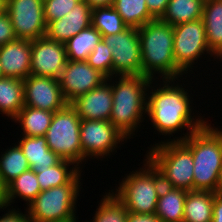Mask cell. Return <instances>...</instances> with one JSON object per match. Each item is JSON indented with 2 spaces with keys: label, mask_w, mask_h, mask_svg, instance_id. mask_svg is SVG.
<instances>
[{
  "label": "cell",
  "mask_w": 222,
  "mask_h": 222,
  "mask_svg": "<svg viewBox=\"0 0 222 222\" xmlns=\"http://www.w3.org/2000/svg\"><path fill=\"white\" fill-rule=\"evenodd\" d=\"M175 81L174 79H163V86L156 87L157 89L149 85L152 89L149 92L151 95H147L146 114L153 123V127L159 133H162L160 135L166 136L168 134L170 136L182 128L190 130L179 139H171V141H183L208 122L204 121L201 116H198L200 118H196V120L194 116H191L192 108L190 104L192 103L187 93L188 89L186 90L182 88V85L175 84Z\"/></svg>",
  "instance_id": "obj_1"
},
{
  "label": "cell",
  "mask_w": 222,
  "mask_h": 222,
  "mask_svg": "<svg viewBox=\"0 0 222 222\" xmlns=\"http://www.w3.org/2000/svg\"><path fill=\"white\" fill-rule=\"evenodd\" d=\"M138 35L141 46L142 75L152 80H155L153 74L156 73L162 75V80H179L178 78L184 75L174 60L173 26L160 19H154L140 27Z\"/></svg>",
  "instance_id": "obj_2"
},
{
  "label": "cell",
  "mask_w": 222,
  "mask_h": 222,
  "mask_svg": "<svg viewBox=\"0 0 222 222\" xmlns=\"http://www.w3.org/2000/svg\"><path fill=\"white\" fill-rule=\"evenodd\" d=\"M118 78L116 84L111 83L113 103L110 122L130 139L143 122V115L147 112L146 91L154 80L144 75H123Z\"/></svg>",
  "instance_id": "obj_3"
},
{
  "label": "cell",
  "mask_w": 222,
  "mask_h": 222,
  "mask_svg": "<svg viewBox=\"0 0 222 222\" xmlns=\"http://www.w3.org/2000/svg\"><path fill=\"white\" fill-rule=\"evenodd\" d=\"M182 142L194 160V190L214 193L222 168V130L206 123Z\"/></svg>",
  "instance_id": "obj_4"
},
{
  "label": "cell",
  "mask_w": 222,
  "mask_h": 222,
  "mask_svg": "<svg viewBox=\"0 0 222 222\" xmlns=\"http://www.w3.org/2000/svg\"><path fill=\"white\" fill-rule=\"evenodd\" d=\"M144 166L124 177L116 193L112 192L129 213H156L159 193L163 186L162 176L147 157Z\"/></svg>",
  "instance_id": "obj_5"
},
{
  "label": "cell",
  "mask_w": 222,
  "mask_h": 222,
  "mask_svg": "<svg viewBox=\"0 0 222 222\" xmlns=\"http://www.w3.org/2000/svg\"><path fill=\"white\" fill-rule=\"evenodd\" d=\"M146 157L160 171L163 185L194 191V160L182 141H161L149 148Z\"/></svg>",
  "instance_id": "obj_6"
},
{
  "label": "cell",
  "mask_w": 222,
  "mask_h": 222,
  "mask_svg": "<svg viewBox=\"0 0 222 222\" xmlns=\"http://www.w3.org/2000/svg\"><path fill=\"white\" fill-rule=\"evenodd\" d=\"M81 172L69 183L42 190L27 206L31 222H70L75 220ZM80 184V185H79Z\"/></svg>",
  "instance_id": "obj_7"
},
{
  "label": "cell",
  "mask_w": 222,
  "mask_h": 222,
  "mask_svg": "<svg viewBox=\"0 0 222 222\" xmlns=\"http://www.w3.org/2000/svg\"><path fill=\"white\" fill-rule=\"evenodd\" d=\"M81 120L76 109L68 103L64 108L54 112L45 135L50 150L61 159L72 161L77 166L82 163Z\"/></svg>",
  "instance_id": "obj_8"
},
{
  "label": "cell",
  "mask_w": 222,
  "mask_h": 222,
  "mask_svg": "<svg viewBox=\"0 0 222 222\" xmlns=\"http://www.w3.org/2000/svg\"><path fill=\"white\" fill-rule=\"evenodd\" d=\"M173 34L174 60L184 73L192 71L190 68L193 69L195 60L197 61L205 52L210 56L214 55L207 44L202 18L173 26Z\"/></svg>",
  "instance_id": "obj_9"
},
{
  "label": "cell",
  "mask_w": 222,
  "mask_h": 222,
  "mask_svg": "<svg viewBox=\"0 0 222 222\" xmlns=\"http://www.w3.org/2000/svg\"><path fill=\"white\" fill-rule=\"evenodd\" d=\"M110 47L113 59V75H142L141 46L138 29L126 27L123 31L102 36Z\"/></svg>",
  "instance_id": "obj_10"
},
{
  "label": "cell",
  "mask_w": 222,
  "mask_h": 222,
  "mask_svg": "<svg viewBox=\"0 0 222 222\" xmlns=\"http://www.w3.org/2000/svg\"><path fill=\"white\" fill-rule=\"evenodd\" d=\"M128 138L110 121L81 120L80 141L82 146V161L86 158H103L114 152L118 143ZM102 156V157H101Z\"/></svg>",
  "instance_id": "obj_11"
},
{
  "label": "cell",
  "mask_w": 222,
  "mask_h": 222,
  "mask_svg": "<svg viewBox=\"0 0 222 222\" xmlns=\"http://www.w3.org/2000/svg\"><path fill=\"white\" fill-rule=\"evenodd\" d=\"M6 12L16 38L34 40L45 36L43 0H7Z\"/></svg>",
  "instance_id": "obj_12"
},
{
  "label": "cell",
  "mask_w": 222,
  "mask_h": 222,
  "mask_svg": "<svg viewBox=\"0 0 222 222\" xmlns=\"http://www.w3.org/2000/svg\"><path fill=\"white\" fill-rule=\"evenodd\" d=\"M106 77L86 61L68 60L58 80L64 99L71 103L78 96L99 87Z\"/></svg>",
  "instance_id": "obj_13"
},
{
  "label": "cell",
  "mask_w": 222,
  "mask_h": 222,
  "mask_svg": "<svg viewBox=\"0 0 222 222\" xmlns=\"http://www.w3.org/2000/svg\"><path fill=\"white\" fill-rule=\"evenodd\" d=\"M67 61L63 43L46 36L32 40L31 75L58 79Z\"/></svg>",
  "instance_id": "obj_14"
},
{
  "label": "cell",
  "mask_w": 222,
  "mask_h": 222,
  "mask_svg": "<svg viewBox=\"0 0 222 222\" xmlns=\"http://www.w3.org/2000/svg\"><path fill=\"white\" fill-rule=\"evenodd\" d=\"M23 82L25 106L57 112L68 104L58 79L29 75Z\"/></svg>",
  "instance_id": "obj_15"
},
{
  "label": "cell",
  "mask_w": 222,
  "mask_h": 222,
  "mask_svg": "<svg viewBox=\"0 0 222 222\" xmlns=\"http://www.w3.org/2000/svg\"><path fill=\"white\" fill-rule=\"evenodd\" d=\"M112 78L114 76L70 103L81 119L110 121L113 100L111 83L107 82H111Z\"/></svg>",
  "instance_id": "obj_16"
},
{
  "label": "cell",
  "mask_w": 222,
  "mask_h": 222,
  "mask_svg": "<svg viewBox=\"0 0 222 222\" xmlns=\"http://www.w3.org/2000/svg\"><path fill=\"white\" fill-rule=\"evenodd\" d=\"M91 17L92 8L84 0H81L64 17L49 22L45 36L64 44L81 30L90 27Z\"/></svg>",
  "instance_id": "obj_17"
},
{
  "label": "cell",
  "mask_w": 222,
  "mask_h": 222,
  "mask_svg": "<svg viewBox=\"0 0 222 222\" xmlns=\"http://www.w3.org/2000/svg\"><path fill=\"white\" fill-rule=\"evenodd\" d=\"M32 40L15 39L0 46V63L5 77L24 80L31 75Z\"/></svg>",
  "instance_id": "obj_18"
},
{
  "label": "cell",
  "mask_w": 222,
  "mask_h": 222,
  "mask_svg": "<svg viewBox=\"0 0 222 222\" xmlns=\"http://www.w3.org/2000/svg\"><path fill=\"white\" fill-rule=\"evenodd\" d=\"M18 145L22 149L28 164L35 172L58 164L62 159L49 149L45 136H23Z\"/></svg>",
  "instance_id": "obj_19"
},
{
  "label": "cell",
  "mask_w": 222,
  "mask_h": 222,
  "mask_svg": "<svg viewBox=\"0 0 222 222\" xmlns=\"http://www.w3.org/2000/svg\"><path fill=\"white\" fill-rule=\"evenodd\" d=\"M187 192L184 189L162 186L155 213L161 222H183Z\"/></svg>",
  "instance_id": "obj_20"
},
{
  "label": "cell",
  "mask_w": 222,
  "mask_h": 222,
  "mask_svg": "<svg viewBox=\"0 0 222 222\" xmlns=\"http://www.w3.org/2000/svg\"><path fill=\"white\" fill-rule=\"evenodd\" d=\"M202 20L214 58L222 53V0H205Z\"/></svg>",
  "instance_id": "obj_21"
},
{
  "label": "cell",
  "mask_w": 222,
  "mask_h": 222,
  "mask_svg": "<svg viewBox=\"0 0 222 222\" xmlns=\"http://www.w3.org/2000/svg\"><path fill=\"white\" fill-rule=\"evenodd\" d=\"M41 192L40 185L33 169H28L11 181L4 190L3 205L9 207L18 196L26 201L27 206Z\"/></svg>",
  "instance_id": "obj_22"
},
{
  "label": "cell",
  "mask_w": 222,
  "mask_h": 222,
  "mask_svg": "<svg viewBox=\"0 0 222 222\" xmlns=\"http://www.w3.org/2000/svg\"><path fill=\"white\" fill-rule=\"evenodd\" d=\"M214 193L188 191L184 202L183 222H212Z\"/></svg>",
  "instance_id": "obj_23"
},
{
  "label": "cell",
  "mask_w": 222,
  "mask_h": 222,
  "mask_svg": "<svg viewBox=\"0 0 222 222\" xmlns=\"http://www.w3.org/2000/svg\"><path fill=\"white\" fill-rule=\"evenodd\" d=\"M24 82L13 77L0 79V112L13 119L24 107Z\"/></svg>",
  "instance_id": "obj_24"
},
{
  "label": "cell",
  "mask_w": 222,
  "mask_h": 222,
  "mask_svg": "<svg viewBox=\"0 0 222 222\" xmlns=\"http://www.w3.org/2000/svg\"><path fill=\"white\" fill-rule=\"evenodd\" d=\"M54 112L45 111L31 106H24L12 119L20 123L23 136H45L51 125Z\"/></svg>",
  "instance_id": "obj_25"
},
{
  "label": "cell",
  "mask_w": 222,
  "mask_h": 222,
  "mask_svg": "<svg viewBox=\"0 0 222 222\" xmlns=\"http://www.w3.org/2000/svg\"><path fill=\"white\" fill-rule=\"evenodd\" d=\"M205 0H170L161 21L175 26L202 18Z\"/></svg>",
  "instance_id": "obj_26"
},
{
  "label": "cell",
  "mask_w": 222,
  "mask_h": 222,
  "mask_svg": "<svg viewBox=\"0 0 222 222\" xmlns=\"http://www.w3.org/2000/svg\"><path fill=\"white\" fill-rule=\"evenodd\" d=\"M74 164L75 163L72 161L62 159L58 164L52 167L38 169L36 171V176L41 191L63 184H69L81 171L80 166L78 167ZM70 165H74V167H70L69 169Z\"/></svg>",
  "instance_id": "obj_27"
},
{
  "label": "cell",
  "mask_w": 222,
  "mask_h": 222,
  "mask_svg": "<svg viewBox=\"0 0 222 222\" xmlns=\"http://www.w3.org/2000/svg\"><path fill=\"white\" fill-rule=\"evenodd\" d=\"M101 40V33L92 25L81 30L64 43L68 60L86 61L89 54Z\"/></svg>",
  "instance_id": "obj_28"
},
{
  "label": "cell",
  "mask_w": 222,
  "mask_h": 222,
  "mask_svg": "<svg viewBox=\"0 0 222 222\" xmlns=\"http://www.w3.org/2000/svg\"><path fill=\"white\" fill-rule=\"evenodd\" d=\"M112 6L127 27L139 29L155 19L149 13L145 0H115Z\"/></svg>",
  "instance_id": "obj_29"
},
{
  "label": "cell",
  "mask_w": 222,
  "mask_h": 222,
  "mask_svg": "<svg viewBox=\"0 0 222 222\" xmlns=\"http://www.w3.org/2000/svg\"><path fill=\"white\" fill-rule=\"evenodd\" d=\"M28 169L30 166L20 146L15 144L8 148L0 157V181L3 187Z\"/></svg>",
  "instance_id": "obj_30"
},
{
  "label": "cell",
  "mask_w": 222,
  "mask_h": 222,
  "mask_svg": "<svg viewBox=\"0 0 222 222\" xmlns=\"http://www.w3.org/2000/svg\"><path fill=\"white\" fill-rule=\"evenodd\" d=\"M91 25L97 29L102 36L117 34L127 27L113 6L92 9Z\"/></svg>",
  "instance_id": "obj_31"
},
{
  "label": "cell",
  "mask_w": 222,
  "mask_h": 222,
  "mask_svg": "<svg viewBox=\"0 0 222 222\" xmlns=\"http://www.w3.org/2000/svg\"><path fill=\"white\" fill-rule=\"evenodd\" d=\"M128 213L125 205L113 193L108 192L96 209L92 222H126Z\"/></svg>",
  "instance_id": "obj_32"
},
{
  "label": "cell",
  "mask_w": 222,
  "mask_h": 222,
  "mask_svg": "<svg viewBox=\"0 0 222 222\" xmlns=\"http://www.w3.org/2000/svg\"><path fill=\"white\" fill-rule=\"evenodd\" d=\"M86 62L106 78L113 77V59L109 46L101 40L87 57Z\"/></svg>",
  "instance_id": "obj_33"
},
{
  "label": "cell",
  "mask_w": 222,
  "mask_h": 222,
  "mask_svg": "<svg viewBox=\"0 0 222 222\" xmlns=\"http://www.w3.org/2000/svg\"><path fill=\"white\" fill-rule=\"evenodd\" d=\"M81 0H43L46 24L61 19Z\"/></svg>",
  "instance_id": "obj_34"
},
{
  "label": "cell",
  "mask_w": 222,
  "mask_h": 222,
  "mask_svg": "<svg viewBox=\"0 0 222 222\" xmlns=\"http://www.w3.org/2000/svg\"><path fill=\"white\" fill-rule=\"evenodd\" d=\"M17 39L7 12L0 15V46Z\"/></svg>",
  "instance_id": "obj_35"
},
{
  "label": "cell",
  "mask_w": 222,
  "mask_h": 222,
  "mask_svg": "<svg viewBox=\"0 0 222 222\" xmlns=\"http://www.w3.org/2000/svg\"><path fill=\"white\" fill-rule=\"evenodd\" d=\"M149 13L155 18L160 19L164 14L170 0H145Z\"/></svg>",
  "instance_id": "obj_36"
},
{
  "label": "cell",
  "mask_w": 222,
  "mask_h": 222,
  "mask_svg": "<svg viewBox=\"0 0 222 222\" xmlns=\"http://www.w3.org/2000/svg\"><path fill=\"white\" fill-rule=\"evenodd\" d=\"M0 222H31L28 213L23 214L19 212L15 208L10 211L8 209V213L4 214L3 217L0 216Z\"/></svg>",
  "instance_id": "obj_37"
},
{
  "label": "cell",
  "mask_w": 222,
  "mask_h": 222,
  "mask_svg": "<svg viewBox=\"0 0 222 222\" xmlns=\"http://www.w3.org/2000/svg\"><path fill=\"white\" fill-rule=\"evenodd\" d=\"M126 222H161L155 214L128 213Z\"/></svg>",
  "instance_id": "obj_38"
},
{
  "label": "cell",
  "mask_w": 222,
  "mask_h": 222,
  "mask_svg": "<svg viewBox=\"0 0 222 222\" xmlns=\"http://www.w3.org/2000/svg\"><path fill=\"white\" fill-rule=\"evenodd\" d=\"M212 222H222V196L215 193Z\"/></svg>",
  "instance_id": "obj_39"
},
{
  "label": "cell",
  "mask_w": 222,
  "mask_h": 222,
  "mask_svg": "<svg viewBox=\"0 0 222 222\" xmlns=\"http://www.w3.org/2000/svg\"><path fill=\"white\" fill-rule=\"evenodd\" d=\"M92 9L112 6L115 0H84Z\"/></svg>",
  "instance_id": "obj_40"
},
{
  "label": "cell",
  "mask_w": 222,
  "mask_h": 222,
  "mask_svg": "<svg viewBox=\"0 0 222 222\" xmlns=\"http://www.w3.org/2000/svg\"><path fill=\"white\" fill-rule=\"evenodd\" d=\"M214 193L222 196V168L219 172V178Z\"/></svg>",
  "instance_id": "obj_41"
},
{
  "label": "cell",
  "mask_w": 222,
  "mask_h": 222,
  "mask_svg": "<svg viewBox=\"0 0 222 222\" xmlns=\"http://www.w3.org/2000/svg\"><path fill=\"white\" fill-rule=\"evenodd\" d=\"M7 0H0V15L6 12Z\"/></svg>",
  "instance_id": "obj_42"
},
{
  "label": "cell",
  "mask_w": 222,
  "mask_h": 222,
  "mask_svg": "<svg viewBox=\"0 0 222 222\" xmlns=\"http://www.w3.org/2000/svg\"><path fill=\"white\" fill-rule=\"evenodd\" d=\"M4 190L5 188L3 187L1 181H0V197L3 198V195H4Z\"/></svg>",
  "instance_id": "obj_43"
},
{
  "label": "cell",
  "mask_w": 222,
  "mask_h": 222,
  "mask_svg": "<svg viewBox=\"0 0 222 222\" xmlns=\"http://www.w3.org/2000/svg\"><path fill=\"white\" fill-rule=\"evenodd\" d=\"M5 77L4 74H3V69H2V66H1V63H0V79Z\"/></svg>",
  "instance_id": "obj_44"
},
{
  "label": "cell",
  "mask_w": 222,
  "mask_h": 222,
  "mask_svg": "<svg viewBox=\"0 0 222 222\" xmlns=\"http://www.w3.org/2000/svg\"><path fill=\"white\" fill-rule=\"evenodd\" d=\"M4 208H7V207L3 205L2 198L0 197V209L4 210Z\"/></svg>",
  "instance_id": "obj_45"
},
{
  "label": "cell",
  "mask_w": 222,
  "mask_h": 222,
  "mask_svg": "<svg viewBox=\"0 0 222 222\" xmlns=\"http://www.w3.org/2000/svg\"><path fill=\"white\" fill-rule=\"evenodd\" d=\"M217 58L222 59V53L217 56Z\"/></svg>",
  "instance_id": "obj_46"
}]
</instances>
